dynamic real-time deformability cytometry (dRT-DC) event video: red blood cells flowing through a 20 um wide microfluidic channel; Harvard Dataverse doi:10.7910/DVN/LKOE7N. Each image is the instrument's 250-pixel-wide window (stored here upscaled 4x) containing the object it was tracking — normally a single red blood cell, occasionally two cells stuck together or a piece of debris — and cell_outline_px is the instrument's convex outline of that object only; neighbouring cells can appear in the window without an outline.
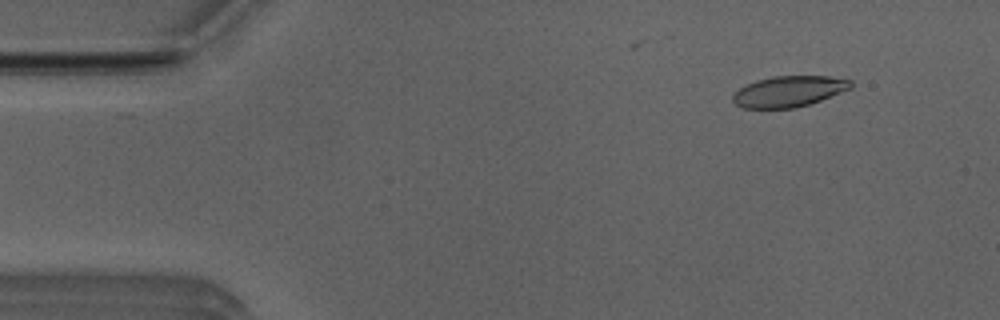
{"species": "Egyptian fruit bat (a non-hibernating species)", "species_latin": "Rousettus aegyptiacus", "temperature_condition": "room temperature", "stored_images_in_passage": 14, "camera_frame_rate_fps": 3000, "um_per_image_px": 0.085, "animal": {"sex": "male"}, "frame": {"image": 1, "passage_image": 5, "time_ms": 1.333, "image_size_px": [1000, 320], "cell_outline_px": [[852, 88], [820, 100], [808, 104], [792, 108], [744, 108], [736, 104], [732, 100], [732, 96], [740, 88], [756, 80], [772, 76], [828, 76], [852, 80]], "centroid_in_image_um": [67.06, 7.76], "position_along_channel_um": 17.9, "area_um2": 21.04}}